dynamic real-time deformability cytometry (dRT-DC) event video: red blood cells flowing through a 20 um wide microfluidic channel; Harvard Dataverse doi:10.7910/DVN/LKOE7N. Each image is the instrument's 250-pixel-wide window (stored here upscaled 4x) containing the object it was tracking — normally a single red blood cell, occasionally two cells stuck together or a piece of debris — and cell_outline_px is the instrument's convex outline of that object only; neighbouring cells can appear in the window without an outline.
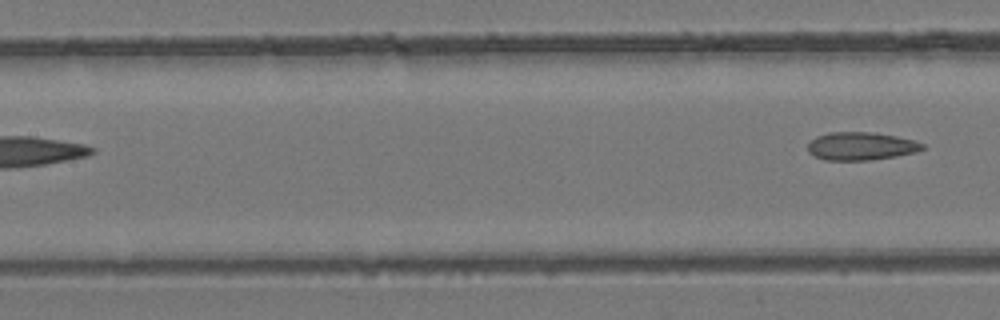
{"species": "common noctule bat (a hibernating species)", "species_latin": "Nyctalus noctula", "temperature_condition": "room temperature", "stored_images_in_passage": 5, "segment_of_instrument_passage": [2, 2], "camera_frame_rate_fps": 3000, "um_per_image_px": 0.085, "animal": {"sex": "female", "body_mass_g": 24.6, "forearm_length_mm": 56.2}, "frame": {"image": 1, "passage_image": 5, "time_ms": 4.667, "image_size_px": [1000, 320], "cell_outline_px": [[928, 148], [916, 152], [896, 156], [868, 160], [824, 160], [808, 152], [808, 144], [816, 136], [828, 132], [872, 132], [896, 136], [912, 140], [924, 144]], "centroid_in_image_um": [73.2, 12.42], "position_along_channel_um": 134.2, "area_um2": 18.73}}